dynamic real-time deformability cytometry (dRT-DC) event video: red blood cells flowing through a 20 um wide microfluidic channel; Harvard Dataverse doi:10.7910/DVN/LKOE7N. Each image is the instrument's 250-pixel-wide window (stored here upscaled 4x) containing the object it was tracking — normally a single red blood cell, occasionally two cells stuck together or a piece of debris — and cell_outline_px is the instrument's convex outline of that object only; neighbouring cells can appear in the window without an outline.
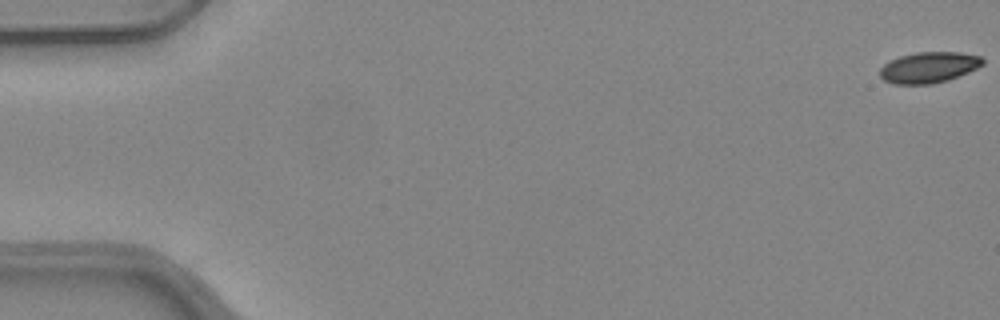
{"species": "common noctule bat (a hibernating species)", "species_latin": "Nyctalus noctula", "temperature_condition": "warm", "stored_images_in_passage": 53, "camera_frame_rate_fps": 3000, "um_per_image_px": 0.085, "animal": {"sex": "female", "body_mass_g": 24.6, "forearm_length_mm": 56.2}, "frame": {"image": 1, "passage_image": 1, "time_ms": 0.0, "image_size_px": [1000, 320], "cell_outline_px": [[984, 64], [968, 72], [948, 80], [932, 84], [892, 84], [884, 80], [880, 76], [880, 68], [884, 64], [900, 56], [916, 52], [960, 52], [980, 56], [984, 60]], "centroid_in_image_um": [78.95, 5.73], "position_along_channel_um": 6.1, "area_um2": 18.5}}
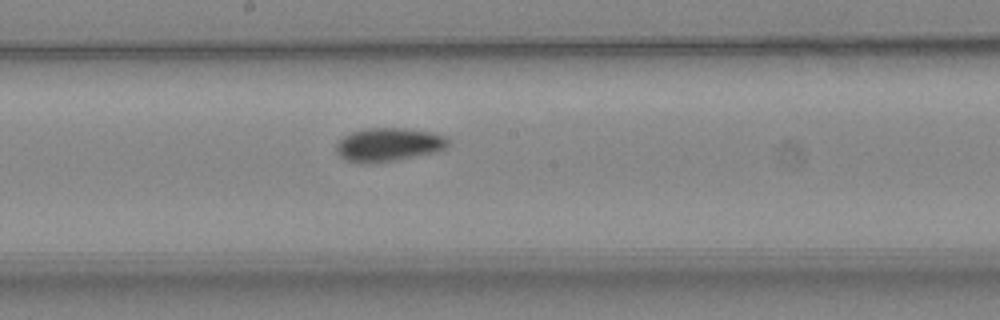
{"frame": {"image": 2, "passage_image": 29, "time_ms": 9.333, "image_size_px": [1000, 320], "cell_outline_px": [[448, 144], [444, 148], [436, 152], [396, 160], [372, 164], [360, 164], [348, 160], [340, 156], [336, 152], [336, 144], [344, 136], [352, 132], [364, 128], [400, 128], [432, 132], [444, 136], [448, 140]], "centroid_in_image_um": [32.99, 12.3], "position_along_channel_um": 215.2, "area_um2": 21.85}}
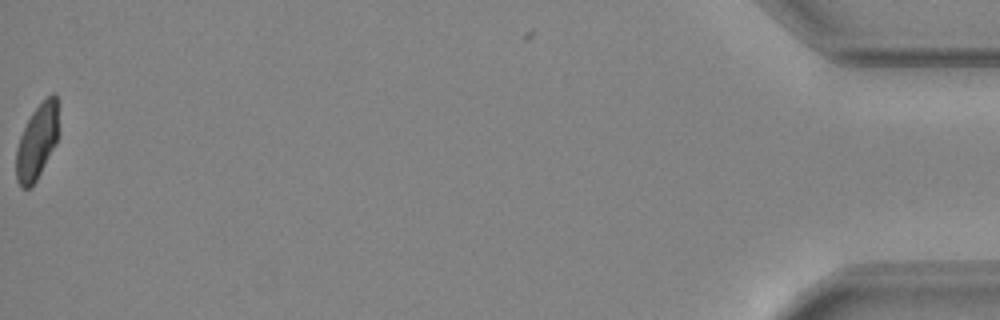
{"frame": {"image": 3, "passage_image": 53, "time_ms": 17.333, "image_size_px": [1000, 320], "cell_outline_px": [[56, 144], [36, 180], [28, 188], [20, 188], [16, 180], [16, 148], [20, 136], [32, 112], [52, 92], [56, 92]], "centroid_in_image_um": [3.1, 12.09], "position_along_channel_um": 432.1, "area_um2": 17.98}, "authors_computed_cell_mechanics": {"area_um2": 19.941, "velocity_mm_per_s": 3.9958, "shape_relaxation_time_tau1_ms": 5.794, "shape_relaxation_time_tau2_ms": 3.2961, "deformation_change_tau1": 0.1446, "deformation_change_tau2": 0.0602}}